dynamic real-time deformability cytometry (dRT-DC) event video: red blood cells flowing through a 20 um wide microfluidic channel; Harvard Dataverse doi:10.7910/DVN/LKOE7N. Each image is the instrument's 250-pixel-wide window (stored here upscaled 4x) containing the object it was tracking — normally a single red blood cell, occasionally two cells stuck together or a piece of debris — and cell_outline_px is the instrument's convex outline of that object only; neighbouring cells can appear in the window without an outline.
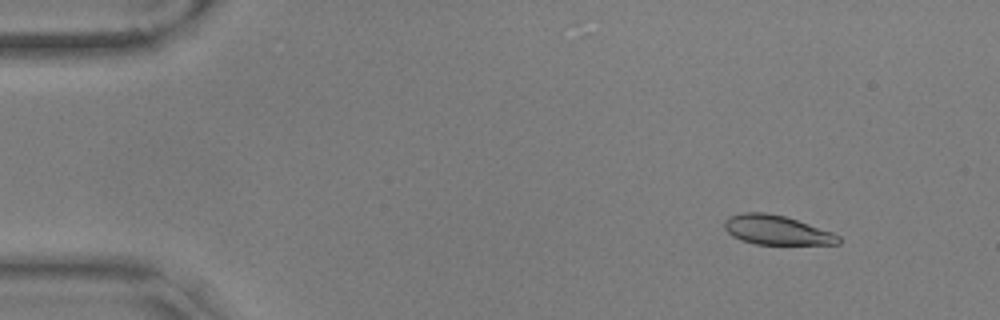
{"species": "common noctule bat (a hibernating species)", "species_latin": "Nyctalus noctula", "temperature_condition": "warm", "stored_images_in_passage": 57, "camera_frame_rate_fps": 3000, "um_per_image_px": 0.085, "animal": {"sex": "male", "body_mass_g": 17.9, "forearm_length_mm": 54.2}, "frame": {"image": 1, "passage_image": 7, "time_ms": 2.0, "image_size_px": [1000, 320], "cell_outline_px": [[840, 244], [756, 244], [740, 240], [732, 236], [724, 228], [724, 220], [728, 216], [740, 212], [764, 212], [784, 216], [832, 232], [840, 236]], "centroid_in_image_um": [65.96, 19.55], "position_along_channel_um": 19.0, "area_um2": 19.48}}
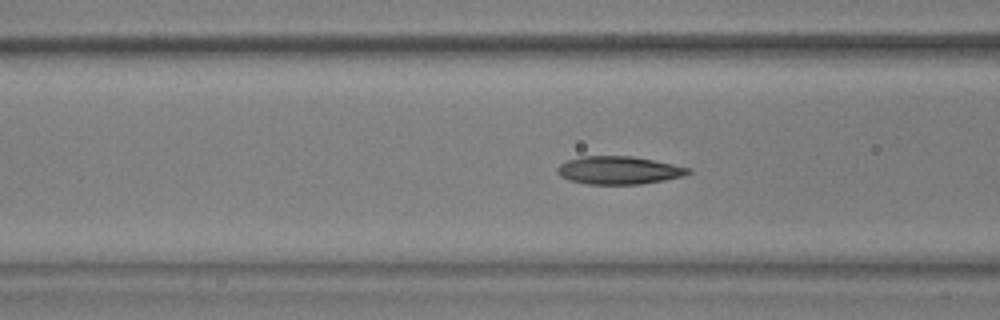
{"frame": {"image": 2, "passage_image": 23, "time_ms": 7.333, "image_size_px": [1000, 320], "cell_outline_px": [[692, 172], [680, 176], [664, 180], [640, 184], [588, 184], [568, 180], [560, 176], [556, 172], [556, 168], [560, 164], [568, 160], [580, 156], [632, 156], [692, 168]], "centroid_in_image_um": [52.56, 14.47], "position_along_channel_um": 114.0, "area_um2": 21.27}}
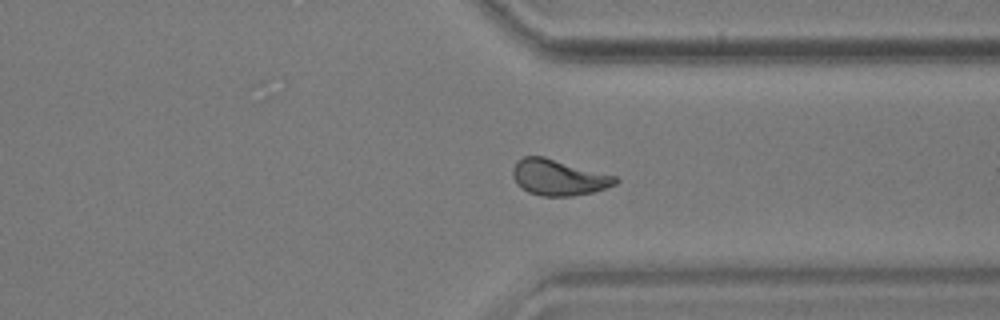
{"frame": {"image": 3, "passage_image": 44, "time_ms": 14.333, "image_size_px": [1000, 320], "cell_outline_px": [[620, 180], [616, 184], [592, 192], [572, 196], [544, 196], [528, 192], [516, 184], [512, 176], [512, 168], [524, 156], [544, 156], [616, 176]], "centroid_in_image_um": [47.47, 15.08], "position_along_channel_um": 363.9, "area_um2": 21.39}, "authors_computed_cell_mechanics": {"area_um2": 20.808, "velocity_mm_per_s": 3.569, "shape_relaxation_time_tau1_ms": 8.4797, "shape_relaxation_time_tau2_ms": 1.5719, "deformation_change_tau1": 0.211, "deformation_change_tau2": 0.0655}}